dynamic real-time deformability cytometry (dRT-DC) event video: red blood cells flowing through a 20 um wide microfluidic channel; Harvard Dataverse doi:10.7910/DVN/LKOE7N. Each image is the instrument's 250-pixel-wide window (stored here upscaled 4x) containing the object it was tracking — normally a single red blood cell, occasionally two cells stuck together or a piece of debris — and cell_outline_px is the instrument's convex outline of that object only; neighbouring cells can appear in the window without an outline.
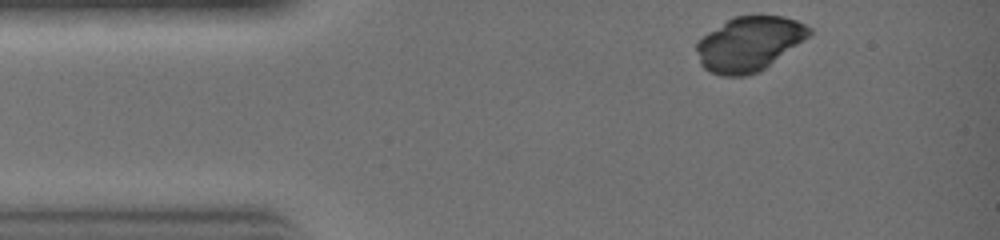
{"species": "common noctule bat (a hibernating species)", "species_latin": "Nyctalus noctula", "temperature_condition": "warm", "stored_images_in_passage": 15, "camera_frame_rate_fps": 3000, "um_per_image_px": 0.085, "animal": {"sex": "female", "body_mass_g": 19.0, "forearm_length_mm": 51.5}, "frame": {"image": 1, "passage_image": 1, "time_ms": 0.0, "image_size_px": [1000, 240], "cell_outline_px": [[812, 32], [808, 36], [760, 72], [748, 76], [720, 76], [708, 72], [700, 64], [696, 52], [696, 44], [708, 32], [728, 20], [736, 16], [784, 16], [796, 20], [812, 28]], "centroid_in_image_um": [63.65, 3.75], "position_along_channel_um": 21.3, "area_um2": 35.55}}